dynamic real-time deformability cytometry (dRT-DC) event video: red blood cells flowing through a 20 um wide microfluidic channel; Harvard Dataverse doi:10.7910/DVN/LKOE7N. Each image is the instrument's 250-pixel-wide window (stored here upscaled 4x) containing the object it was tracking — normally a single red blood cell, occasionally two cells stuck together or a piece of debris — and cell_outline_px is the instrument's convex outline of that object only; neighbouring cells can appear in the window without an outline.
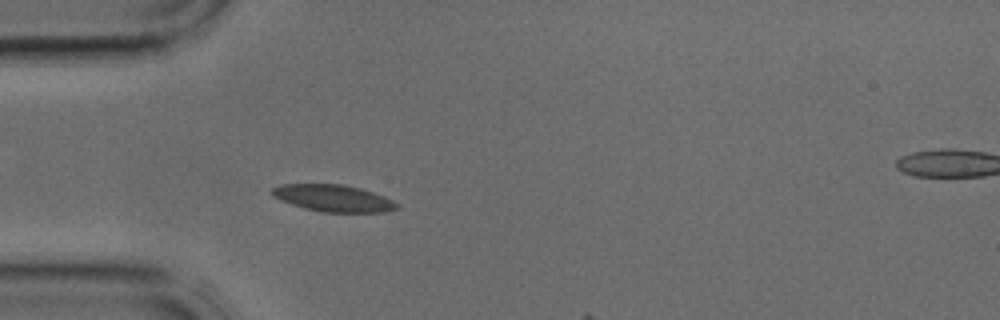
{"species": "common noctule bat (a hibernating species)", "species_latin": "Nyctalus noctula", "temperature_condition": "cold", "stored_images_in_passage": 3, "camera_frame_rate_fps": 3000, "um_per_image_px": 0.085, "animal": {"sex": "male", "body_mass_g": 17.9, "forearm_length_mm": 54.2}, "frame": {"image": 1, "passage_image": 1, "time_ms": 0.0, "image_size_px": [1000, 320], "cell_outline_px": [[400, 208], [384, 212], [320, 212], [304, 208], [280, 200], [272, 196], [272, 188], [280, 184], [340, 184], [360, 188], [384, 196], [400, 204]], "centroid_in_image_um": [28.34, 16.85], "position_along_channel_um": 56.7, "area_um2": 19.59}}